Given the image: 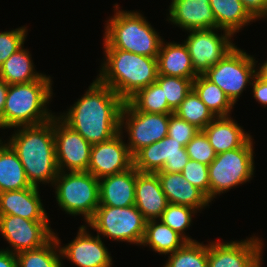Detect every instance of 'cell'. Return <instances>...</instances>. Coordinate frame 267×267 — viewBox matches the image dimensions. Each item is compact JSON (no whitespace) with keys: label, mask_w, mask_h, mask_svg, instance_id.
Returning a JSON list of instances; mask_svg holds the SVG:
<instances>
[{"label":"cell","mask_w":267,"mask_h":267,"mask_svg":"<svg viewBox=\"0 0 267 267\" xmlns=\"http://www.w3.org/2000/svg\"><path fill=\"white\" fill-rule=\"evenodd\" d=\"M125 101L97 77L85 94L58 116L91 145L113 138L120 132V117Z\"/></svg>","instance_id":"6da1fadb"},{"label":"cell","mask_w":267,"mask_h":267,"mask_svg":"<svg viewBox=\"0 0 267 267\" xmlns=\"http://www.w3.org/2000/svg\"><path fill=\"white\" fill-rule=\"evenodd\" d=\"M7 143L17 153L31 186L54 181L60 172L57 165L53 118L29 126H20Z\"/></svg>","instance_id":"7a4b0ae2"},{"label":"cell","mask_w":267,"mask_h":267,"mask_svg":"<svg viewBox=\"0 0 267 267\" xmlns=\"http://www.w3.org/2000/svg\"><path fill=\"white\" fill-rule=\"evenodd\" d=\"M104 63L98 79L127 101L138 90L156 82L157 57L138 55L115 48H104Z\"/></svg>","instance_id":"3957f363"},{"label":"cell","mask_w":267,"mask_h":267,"mask_svg":"<svg viewBox=\"0 0 267 267\" xmlns=\"http://www.w3.org/2000/svg\"><path fill=\"white\" fill-rule=\"evenodd\" d=\"M51 86V78L46 74L39 80L8 85L2 129L38 125L52 119L55 115L46 105L53 95Z\"/></svg>","instance_id":"277c9868"},{"label":"cell","mask_w":267,"mask_h":267,"mask_svg":"<svg viewBox=\"0 0 267 267\" xmlns=\"http://www.w3.org/2000/svg\"><path fill=\"white\" fill-rule=\"evenodd\" d=\"M106 21L103 48H115L138 55L157 57L163 39L139 12L120 10Z\"/></svg>","instance_id":"5b68a950"},{"label":"cell","mask_w":267,"mask_h":267,"mask_svg":"<svg viewBox=\"0 0 267 267\" xmlns=\"http://www.w3.org/2000/svg\"><path fill=\"white\" fill-rule=\"evenodd\" d=\"M58 206L67 214L82 215L86 224L99 206V179L87 171L59 172L54 184Z\"/></svg>","instance_id":"8992f818"},{"label":"cell","mask_w":267,"mask_h":267,"mask_svg":"<svg viewBox=\"0 0 267 267\" xmlns=\"http://www.w3.org/2000/svg\"><path fill=\"white\" fill-rule=\"evenodd\" d=\"M254 148L252 136L239 148L216 154L208 166L209 201L217 194L252 180L254 173Z\"/></svg>","instance_id":"52a82bcc"},{"label":"cell","mask_w":267,"mask_h":267,"mask_svg":"<svg viewBox=\"0 0 267 267\" xmlns=\"http://www.w3.org/2000/svg\"><path fill=\"white\" fill-rule=\"evenodd\" d=\"M147 220L135 205L128 207H111L99 205L94 217L87 223L88 227L113 241H126L142 244Z\"/></svg>","instance_id":"ba28073f"},{"label":"cell","mask_w":267,"mask_h":267,"mask_svg":"<svg viewBox=\"0 0 267 267\" xmlns=\"http://www.w3.org/2000/svg\"><path fill=\"white\" fill-rule=\"evenodd\" d=\"M257 62L253 56L235 46L203 75L218 85L235 105L248 83L252 84L258 70L255 69Z\"/></svg>","instance_id":"9c48e42d"},{"label":"cell","mask_w":267,"mask_h":267,"mask_svg":"<svg viewBox=\"0 0 267 267\" xmlns=\"http://www.w3.org/2000/svg\"><path fill=\"white\" fill-rule=\"evenodd\" d=\"M169 114L137 111L125 101L120 117V130L128 133L127 147L132 155L141 148L162 140L167 136Z\"/></svg>","instance_id":"30bf717a"},{"label":"cell","mask_w":267,"mask_h":267,"mask_svg":"<svg viewBox=\"0 0 267 267\" xmlns=\"http://www.w3.org/2000/svg\"><path fill=\"white\" fill-rule=\"evenodd\" d=\"M218 30L223 31L219 35ZM184 43L191 57L194 71L203 75L211 66L216 65L236 45L230 40V32L218 29L190 30Z\"/></svg>","instance_id":"8fae6325"},{"label":"cell","mask_w":267,"mask_h":267,"mask_svg":"<svg viewBox=\"0 0 267 267\" xmlns=\"http://www.w3.org/2000/svg\"><path fill=\"white\" fill-rule=\"evenodd\" d=\"M188 161L186 148L169 136L141 148L133 155V167L143 173H181Z\"/></svg>","instance_id":"7c38bea8"},{"label":"cell","mask_w":267,"mask_h":267,"mask_svg":"<svg viewBox=\"0 0 267 267\" xmlns=\"http://www.w3.org/2000/svg\"><path fill=\"white\" fill-rule=\"evenodd\" d=\"M49 221H34L20 216L0 215V233L8 241L11 253L39 248L46 244L55 233ZM14 250H13V249Z\"/></svg>","instance_id":"4fadbf2b"},{"label":"cell","mask_w":267,"mask_h":267,"mask_svg":"<svg viewBox=\"0 0 267 267\" xmlns=\"http://www.w3.org/2000/svg\"><path fill=\"white\" fill-rule=\"evenodd\" d=\"M53 127L59 171H87L92 145L56 115L53 117Z\"/></svg>","instance_id":"5bb4252c"},{"label":"cell","mask_w":267,"mask_h":267,"mask_svg":"<svg viewBox=\"0 0 267 267\" xmlns=\"http://www.w3.org/2000/svg\"><path fill=\"white\" fill-rule=\"evenodd\" d=\"M264 242L258 237L208 245V267H262Z\"/></svg>","instance_id":"9a60e30c"},{"label":"cell","mask_w":267,"mask_h":267,"mask_svg":"<svg viewBox=\"0 0 267 267\" xmlns=\"http://www.w3.org/2000/svg\"><path fill=\"white\" fill-rule=\"evenodd\" d=\"M123 130L113 138L92 145L87 172L97 179L125 172L133 167V155L123 141Z\"/></svg>","instance_id":"2e32d148"},{"label":"cell","mask_w":267,"mask_h":267,"mask_svg":"<svg viewBox=\"0 0 267 267\" xmlns=\"http://www.w3.org/2000/svg\"><path fill=\"white\" fill-rule=\"evenodd\" d=\"M62 258L78 267H111L112 257L102 242L101 237L92 236L87 231V226L82 225L74 240L64 247L60 246Z\"/></svg>","instance_id":"e0dca14e"},{"label":"cell","mask_w":267,"mask_h":267,"mask_svg":"<svg viewBox=\"0 0 267 267\" xmlns=\"http://www.w3.org/2000/svg\"><path fill=\"white\" fill-rule=\"evenodd\" d=\"M168 21L183 30L218 28L210 0H172Z\"/></svg>","instance_id":"ac0fdd59"},{"label":"cell","mask_w":267,"mask_h":267,"mask_svg":"<svg viewBox=\"0 0 267 267\" xmlns=\"http://www.w3.org/2000/svg\"><path fill=\"white\" fill-rule=\"evenodd\" d=\"M0 215L20 216L34 221H48V215L40 199L39 187L0 193Z\"/></svg>","instance_id":"d6986e66"},{"label":"cell","mask_w":267,"mask_h":267,"mask_svg":"<svg viewBox=\"0 0 267 267\" xmlns=\"http://www.w3.org/2000/svg\"><path fill=\"white\" fill-rule=\"evenodd\" d=\"M168 204L158 175L136 170L135 206L143 217L147 221L159 219Z\"/></svg>","instance_id":"ffe728a7"},{"label":"cell","mask_w":267,"mask_h":267,"mask_svg":"<svg viewBox=\"0 0 267 267\" xmlns=\"http://www.w3.org/2000/svg\"><path fill=\"white\" fill-rule=\"evenodd\" d=\"M136 169L99 179V205L128 207L135 205Z\"/></svg>","instance_id":"44dd1931"},{"label":"cell","mask_w":267,"mask_h":267,"mask_svg":"<svg viewBox=\"0 0 267 267\" xmlns=\"http://www.w3.org/2000/svg\"><path fill=\"white\" fill-rule=\"evenodd\" d=\"M156 174L170 204L188 206L197 211L209 206V199L181 173L157 172Z\"/></svg>","instance_id":"7402d4cb"},{"label":"cell","mask_w":267,"mask_h":267,"mask_svg":"<svg viewBox=\"0 0 267 267\" xmlns=\"http://www.w3.org/2000/svg\"><path fill=\"white\" fill-rule=\"evenodd\" d=\"M202 131L216 154L239 148L251 137L230 116L216 117Z\"/></svg>","instance_id":"603a6c76"},{"label":"cell","mask_w":267,"mask_h":267,"mask_svg":"<svg viewBox=\"0 0 267 267\" xmlns=\"http://www.w3.org/2000/svg\"><path fill=\"white\" fill-rule=\"evenodd\" d=\"M158 74L194 80L198 74L194 71L191 57L185 43H161L157 56Z\"/></svg>","instance_id":"cb8c5ba5"},{"label":"cell","mask_w":267,"mask_h":267,"mask_svg":"<svg viewBox=\"0 0 267 267\" xmlns=\"http://www.w3.org/2000/svg\"><path fill=\"white\" fill-rule=\"evenodd\" d=\"M28 187L31 185L17 153L0 139V193Z\"/></svg>","instance_id":"d4e9b609"},{"label":"cell","mask_w":267,"mask_h":267,"mask_svg":"<svg viewBox=\"0 0 267 267\" xmlns=\"http://www.w3.org/2000/svg\"><path fill=\"white\" fill-rule=\"evenodd\" d=\"M218 29L230 32L232 35L255 19L245 9L241 0H210Z\"/></svg>","instance_id":"484cf974"},{"label":"cell","mask_w":267,"mask_h":267,"mask_svg":"<svg viewBox=\"0 0 267 267\" xmlns=\"http://www.w3.org/2000/svg\"><path fill=\"white\" fill-rule=\"evenodd\" d=\"M31 54L24 46L0 66V79L8 85L39 80L44 74L35 71Z\"/></svg>","instance_id":"4316f807"},{"label":"cell","mask_w":267,"mask_h":267,"mask_svg":"<svg viewBox=\"0 0 267 267\" xmlns=\"http://www.w3.org/2000/svg\"><path fill=\"white\" fill-rule=\"evenodd\" d=\"M187 241L159 219L146 222L145 235L141 245L149 246L159 254H171Z\"/></svg>","instance_id":"83f0119b"},{"label":"cell","mask_w":267,"mask_h":267,"mask_svg":"<svg viewBox=\"0 0 267 267\" xmlns=\"http://www.w3.org/2000/svg\"><path fill=\"white\" fill-rule=\"evenodd\" d=\"M57 235H54L39 248L16 254L17 267H62V254L59 245L61 242Z\"/></svg>","instance_id":"f1b7e54d"},{"label":"cell","mask_w":267,"mask_h":267,"mask_svg":"<svg viewBox=\"0 0 267 267\" xmlns=\"http://www.w3.org/2000/svg\"><path fill=\"white\" fill-rule=\"evenodd\" d=\"M193 90L216 117L230 116L234 104L218 85L204 75H198L193 80Z\"/></svg>","instance_id":"f546056e"},{"label":"cell","mask_w":267,"mask_h":267,"mask_svg":"<svg viewBox=\"0 0 267 267\" xmlns=\"http://www.w3.org/2000/svg\"><path fill=\"white\" fill-rule=\"evenodd\" d=\"M137 111L156 114H172L162 87L154 82L138 90L127 100Z\"/></svg>","instance_id":"4dcf8cb0"},{"label":"cell","mask_w":267,"mask_h":267,"mask_svg":"<svg viewBox=\"0 0 267 267\" xmlns=\"http://www.w3.org/2000/svg\"><path fill=\"white\" fill-rule=\"evenodd\" d=\"M174 114L200 130L216 118L193 89L186 95Z\"/></svg>","instance_id":"1f68e13d"},{"label":"cell","mask_w":267,"mask_h":267,"mask_svg":"<svg viewBox=\"0 0 267 267\" xmlns=\"http://www.w3.org/2000/svg\"><path fill=\"white\" fill-rule=\"evenodd\" d=\"M169 255L164 267H208V245L198 241L186 242Z\"/></svg>","instance_id":"d6a6232c"},{"label":"cell","mask_w":267,"mask_h":267,"mask_svg":"<svg viewBox=\"0 0 267 267\" xmlns=\"http://www.w3.org/2000/svg\"><path fill=\"white\" fill-rule=\"evenodd\" d=\"M195 213H197V210L191 207L169 203L159 218V221L176 231L187 242H194L197 240L186 236L184 231L191 226L192 216Z\"/></svg>","instance_id":"836d02e7"},{"label":"cell","mask_w":267,"mask_h":267,"mask_svg":"<svg viewBox=\"0 0 267 267\" xmlns=\"http://www.w3.org/2000/svg\"><path fill=\"white\" fill-rule=\"evenodd\" d=\"M156 82L162 87L169 107L175 111L193 89V80L158 74Z\"/></svg>","instance_id":"e575fe53"},{"label":"cell","mask_w":267,"mask_h":267,"mask_svg":"<svg viewBox=\"0 0 267 267\" xmlns=\"http://www.w3.org/2000/svg\"><path fill=\"white\" fill-rule=\"evenodd\" d=\"M185 148L190 160H196L208 166L216 158V153L202 130L193 137Z\"/></svg>","instance_id":"d590c367"},{"label":"cell","mask_w":267,"mask_h":267,"mask_svg":"<svg viewBox=\"0 0 267 267\" xmlns=\"http://www.w3.org/2000/svg\"><path fill=\"white\" fill-rule=\"evenodd\" d=\"M181 174L209 199L210 183L208 165L189 159L188 163L181 171Z\"/></svg>","instance_id":"8d00e7d4"},{"label":"cell","mask_w":267,"mask_h":267,"mask_svg":"<svg viewBox=\"0 0 267 267\" xmlns=\"http://www.w3.org/2000/svg\"><path fill=\"white\" fill-rule=\"evenodd\" d=\"M27 27H20L15 30L0 32V66L15 52L23 47Z\"/></svg>","instance_id":"74e56055"},{"label":"cell","mask_w":267,"mask_h":267,"mask_svg":"<svg viewBox=\"0 0 267 267\" xmlns=\"http://www.w3.org/2000/svg\"><path fill=\"white\" fill-rule=\"evenodd\" d=\"M200 131L195 125L181 119L176 114H169L167 136L173 138L185 147Z\"/></svg>","instance_id":"f35d334b"},{"label":"cell","mask_w":267,"mask_h":267,"mask_svg":"<svg viewBox=\"0 0 267 267\" xmlns=\"http://www.w3.org/2000/svg\"><path fill=\"white\" fill-rule=\"evenodd\" d=\"M241 2L255 20L267 17V0H241Z\"/></svg>","instance_id":"ab89813d"},{"label":"cell","mask_w":267,"mask_h":267,"mask_svg":"<svg viewBox=\"0 0 267 267\" xmlns=\"http://www.w3.org/2000/svg\"><path fill=\"white\" fill-rule=\"evenodd\" d=\"M253 97L265 107L267 106V80L261 78L258 74L255 75L252 84Z\"/></svg>","instance_id":"60d3db41"},{"label":"cell","mask_w":267,"mask_h":267,"mask_svg":"<svg viewBox=\"0 0 267 267\" xmlns=\"http://www.w3.org/2000/svg\"><path fill=\"white\" fill-rule=\"evenodd\" d=\"M0 267H17L16 254L0 249Z\"/></svg>","instance_id":"b9f144b4"},{"label":"cell","mask_w":267,"mask_h":267,"mask_svg":"<svg viewBox=\"0 0 267 267\" xmlns=\"http://www.w3.org/2000/svg\"><path fill=\"white\" fill-rule=\"evenodd\" d=\"M8 91V84L0 79V128H2V117L5 106L6 95Z\"/></svg>","instance_id":"7bdbcfd3"},{"label":"cell","mask_w":267,"mask_h":267,"mask_svg":"<svg viewBox=\"0 0 267 267\" xmlns=\"http://www.w3.org/2000/svg\"><path fill=\"white\" fill-rule=\"evenodd\" d=\"M258 69L257 74L264 80H267V61H265Z\"/></svg>","instance_id":"ee69618b"}]
</instances>
